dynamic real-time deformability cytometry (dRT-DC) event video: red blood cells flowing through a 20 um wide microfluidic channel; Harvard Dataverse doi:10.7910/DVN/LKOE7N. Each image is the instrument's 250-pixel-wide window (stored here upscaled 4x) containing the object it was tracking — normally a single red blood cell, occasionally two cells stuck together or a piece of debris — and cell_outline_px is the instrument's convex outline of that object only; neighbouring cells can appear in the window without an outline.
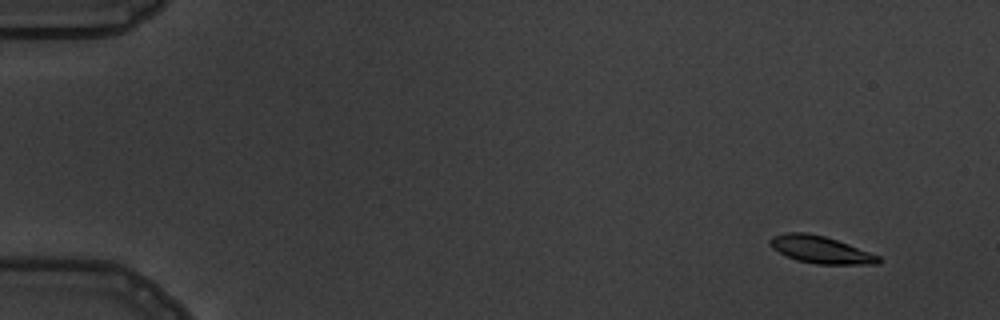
{"species": "common noctule bat (a hibernating species)", "species_latin": "Nyctalus noctula", "temperature_condition": "warm", "stored_images_in_passage": 7, "camera_frame_rate_fps": 3000, "um_per_image_px": 0.085, "animal": {"sex": "male", "body_mass_g": 19.5, "forearm_length_mm": 54.6}, "frame": {"image": 1, "passage_image": 2, "time_ms": 1.333, "image_size_px": [1000, 320], "cell_outline_px": [[880, 264], [816, 264], [796, 260], [772, 248], [768, 240], [772, 236], [788, 232], [808, 232], [824, 236], [848, 244], [880, 256]], "centroid_in_image_um": [69.74, 21.22], "position_along_channel_um": 15.3, "area_um2": 17.11}}
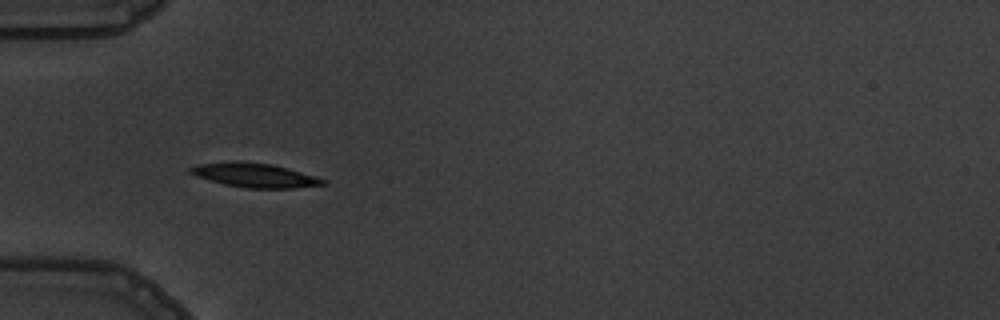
{"frame": {"image": 2, "passage_image": 6, "time_ms": 6.0, "image_size_px": [1000, 320], "cell_outline_px": [[328, 184], [292, 188], [244, 188], [224, 184], [196, 176], [188, 172], [188, 168], [196, 164], [232, 160], [240, 160], [272, 164], [288, 168], [316, 176], [328, 180]], "centroid_in_image_um": [21.63, 14.87], "position_along_channel_um": 63.4, "area_um2": 19.07}}